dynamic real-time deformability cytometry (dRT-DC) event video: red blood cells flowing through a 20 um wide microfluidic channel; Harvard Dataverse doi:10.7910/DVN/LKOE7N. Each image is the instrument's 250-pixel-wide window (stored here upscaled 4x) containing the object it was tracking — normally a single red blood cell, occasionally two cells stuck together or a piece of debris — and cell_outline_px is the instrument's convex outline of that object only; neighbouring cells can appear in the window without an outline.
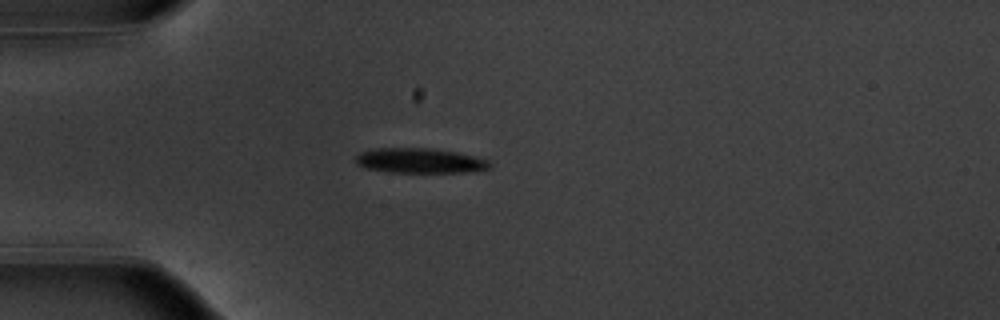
{"species": "common noctule bat (a hibernating species)", "species_latin": "Nyctalus noctula", "temperature_condition": "warm", "stored_images_in_passage": 40, "camera_frame_rate_fps": 3000, "um_per_image_px": 0.085, "animal": {"sex": "male", "body_mass_g": 20.1, "forearm_length_mm": 53.5}, "frame": {"image": 1, "passage_image": 1, "time_ms": 0.0, "image_size_px": [1000, 320], "cell_outline_px": [[492, 168], [468, 172], [388, 172], [364, 168], [356, 164], [356, 156], [360, 152], [376, 148], [428, 148], [456, 152], [488, 160], [492, 164]], "centroid_in_image_um": [35.67, 13.66], "position_along_channel_um": 49.3, "area_um2": 19.48}}
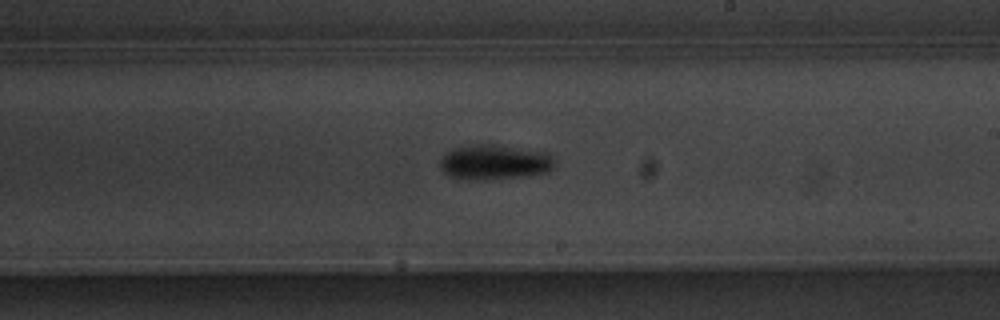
{"frame": {"image": 2, "passage_image": 18, "time_ms": 5.667, "image_size_px": [1000, 320], "cell_outline_px": [[556, 168], [548, 172], [528, 176], [452, 176], [444, 172], [440, 168], [440, 160], [448, 152], [456, 148], [476, 144], [496, 144], [544, 152], [552, 156], [556, 160]], "centroid_in_image_um": [42.16, 13.72], "position_along_channel_um": 246.8, "area_um2": 22.2}}
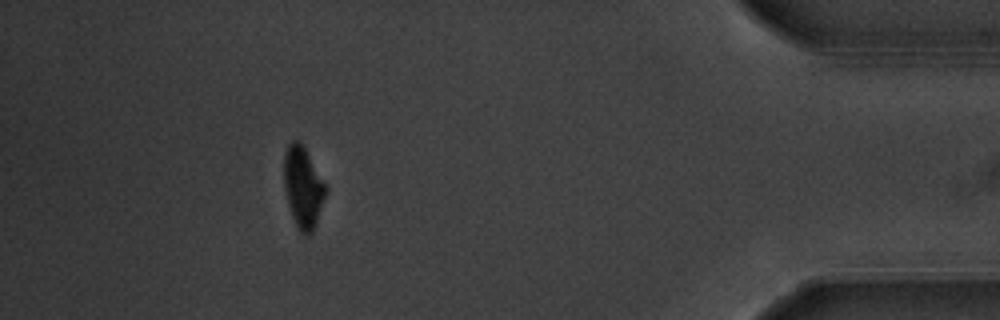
{"frame": {"image": 3, "passage_image": 35, "time_ms": 11.333, "image_size_px": [1000, 320], "cell_outline_px": [[328, 188], [316, 224], [312, 232], [308, 236], [300, 232], [296, 228], [288, 204], [284, 188], [284, 152], [288, 144], [292, 140], [296, 140], [304, 148]], "centroid_in_image_um": [25.75, 15.96], "position_along_channel_um": 409.5, "area_um2": 19.65}, "authors_computed_cell_mechanics": {"area_um2": 20.6924, "velocity_mm_per_s": 3.7539, "shape_relaxation_time_tau1_ms": 2.5682, "shape_relaxation_time_tau2_ms": null, "deformation_change_tau1": 0.1467, "deformation_change_tau2": null}}